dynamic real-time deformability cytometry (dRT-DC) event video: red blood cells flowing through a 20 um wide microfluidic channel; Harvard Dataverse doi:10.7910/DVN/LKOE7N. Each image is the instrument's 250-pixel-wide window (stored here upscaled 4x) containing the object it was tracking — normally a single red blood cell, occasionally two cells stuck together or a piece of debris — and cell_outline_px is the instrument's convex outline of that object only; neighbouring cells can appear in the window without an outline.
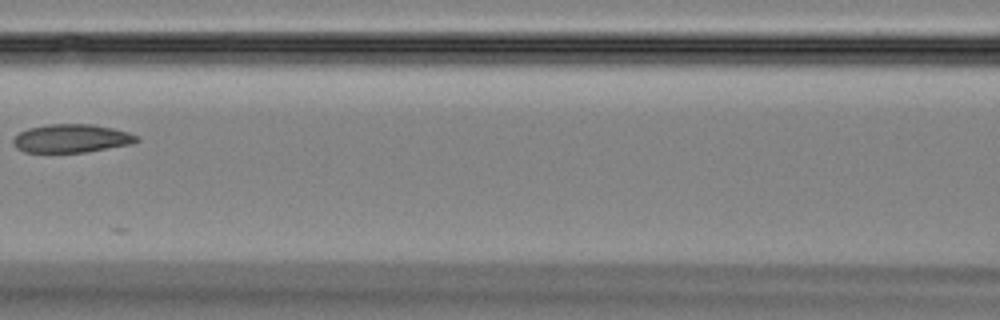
{"species": "Egyptian fruit bat (a non-hibernating species)", "species_latin": "Rousettus aegyptiacus", "temperature_condition": "room temperature", "stored_images_in_passage": 7, "segment_of_instrument_passage": [1, 2], "camera_frame_rate_fps": 3000, "um_per_image_px": 0.085, "animal": {"sex": "female"}, "frame": {"image": 1, "passage_image": 5, "time_ms": 4.667, "image_size_px": [1000, 320], "cell_outline_px": [[140, 140], [132, 144], [84, 152], [24, 152], [16, 148], [12, 140], [20, 132], [28, 128], [48, 124], [92, 124], [112, 128], [128, 132], [140, 136]], "centroid_in_image_um": [6.1, 11.76], "position_along_channel_um": 160.5, "area_um2": 20.4}}
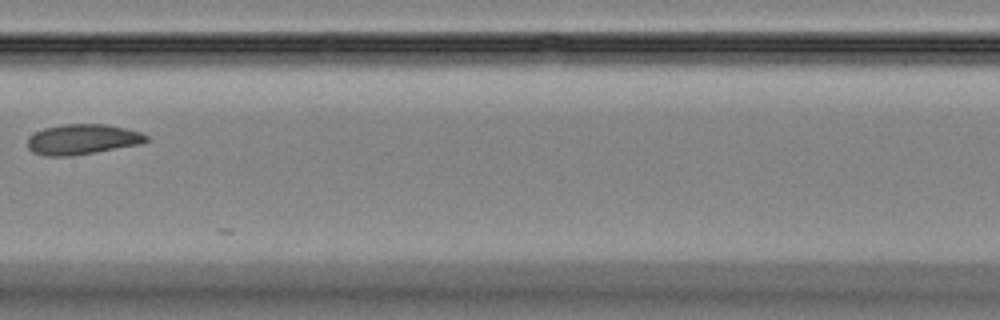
{"frame": {"image": 2, "passage_image": 6, "time_ms": 5.667, "image_size_px": [1000, 320], "cell_outline_px": [[148, 140], [140, 144], [96, 152], [72, 156], [44, 156], [32, 152], [28, 148], [28, 136], [44, 128], [64, 124], [108, 124], [140, 132], [148, 136]], "centroid_in_image_um": [6.98, 11.85], "position_along_channel_um": 200.4, "area_um2": 20.98}}